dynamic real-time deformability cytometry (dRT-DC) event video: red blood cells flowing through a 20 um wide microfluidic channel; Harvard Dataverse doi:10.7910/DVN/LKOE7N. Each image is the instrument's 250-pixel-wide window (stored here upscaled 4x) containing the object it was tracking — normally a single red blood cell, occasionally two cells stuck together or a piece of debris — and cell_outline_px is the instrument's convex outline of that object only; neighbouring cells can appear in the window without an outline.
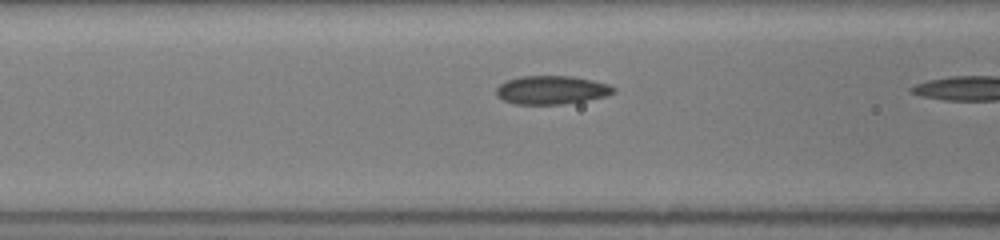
{"species": "common noctule bat (a hibernating species)", "species_latin": "Nyctalus noctula", "temperature_condition": "room temperature", "stored_images_in_passage": 11, "camera_frame_rate_fps": 3000, "um_per_image_px": 0.085, "animal": {"sex": "female", "body_mass_g": 19.5, "forearm_length_mm": 54.1}, "frame": {"image": 1, "passage_image": 10, "time_ms": 3.0, "image_size_px": [1000, 240], "cell_outline_px": [[616, 92], [608, 96], [564, 104], [516, 104], [504, 100], [496, 96], [496, 88], [500, 84], [508, 80], [520, 76], [572, 76], [592, 80], [608, 84], [616, 88]], "centroid_in_image_um": [46.9, 7.65], "position_along_channel_um": 119.7, "area_um2": 19.54}}